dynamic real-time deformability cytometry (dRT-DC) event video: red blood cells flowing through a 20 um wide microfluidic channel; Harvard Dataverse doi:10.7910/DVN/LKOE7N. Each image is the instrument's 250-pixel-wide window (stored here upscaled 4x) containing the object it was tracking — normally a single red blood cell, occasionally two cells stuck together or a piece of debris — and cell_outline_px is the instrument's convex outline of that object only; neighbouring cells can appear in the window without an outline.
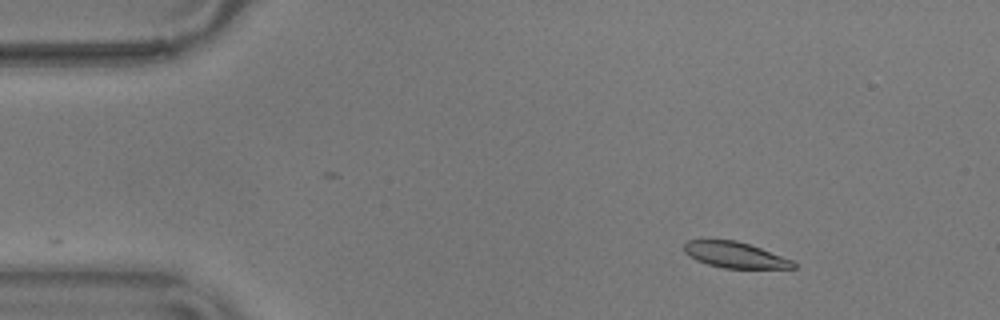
{"species": "common noctule bat (a hibernating species)", "species_latin": "Nyctalus noctula", "temperature_condition": "warm", "stored_images_in_passage": 10, "camera_frame_rate_fps": 3000, "um_per_image_px": 0.085, "animal": {"sex": "male", "body_mass_g": 17.9}, "frame": {"image": 1, "passage_image": 1, "time_ms": 0.0, "image_size_px": [1000, 320], "cell_outline_px": [[796, 268], [724, 268], [708, 264], [696, 260], [684, 252], [684, 244], [688, 240], [736, 240], [760, 248], [792, 260], [796, 264]], "centroid_in_image_um": [62.46, 21.67], "position_along_channel_um": 22.5, "area_um2": 16.24}}